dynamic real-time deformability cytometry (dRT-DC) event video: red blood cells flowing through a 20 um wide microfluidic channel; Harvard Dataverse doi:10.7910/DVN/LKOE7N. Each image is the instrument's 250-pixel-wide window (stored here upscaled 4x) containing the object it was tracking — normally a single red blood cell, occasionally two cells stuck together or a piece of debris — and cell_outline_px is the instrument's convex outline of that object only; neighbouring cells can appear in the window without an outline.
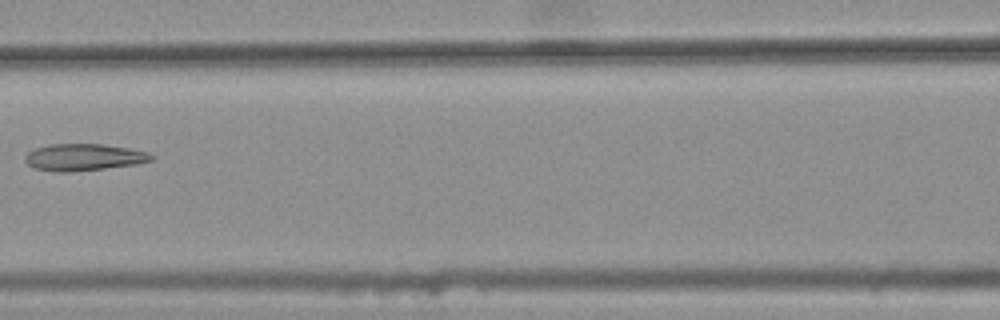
{"species": "common noctule bat (a hibernating species)", "species_latin": "Nyctalus noctula", "temperature_condition": "warm", "stored_images_in_passage": 7, "camera_frame_rate_fps": 3000, "um_per_image_px": 0.085, "animal": {"sex": "female", "body_mass_g": 25.1}, "frame": {"image": 1, "passage_image": 6, "time_ms": 1.667, "image_size_px": [1000, 320], "cell_outline_px": [[156, 156], [152, 160], [136, 164], [104, 168], [68, 172], [60, 172], [32, 168], [24, 160], [24, 156], [28, 152], [36, 148], [48, 144], [104, 144], [128, 148], [148, 152]], "centroid_in_image_um": [7.1, 13.36], "position_along_channel_um": 159.5, "area_um2": 19.77}}
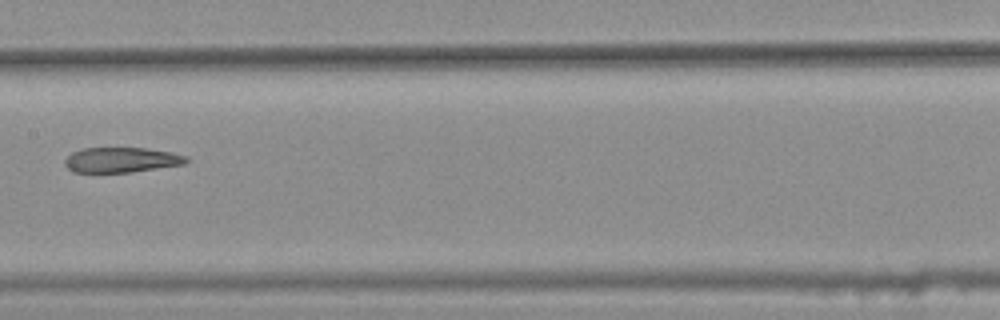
{"frame": {"image": 2, "passage_image": 7, "time_ms": 2.0, "image_size_px": [1000, 320], "cell_outline_px": [[188, 160], [184, 164], [132, 172], [72, 172], [64, 164], [64, 160], [72, 152], [84, 148], [144, 148], [168, 152], [188, 156]], "centroid_in_image_um": [10.29, 13.59], "position_along_channel_um": 197.1, "area_um2": 17.63}}